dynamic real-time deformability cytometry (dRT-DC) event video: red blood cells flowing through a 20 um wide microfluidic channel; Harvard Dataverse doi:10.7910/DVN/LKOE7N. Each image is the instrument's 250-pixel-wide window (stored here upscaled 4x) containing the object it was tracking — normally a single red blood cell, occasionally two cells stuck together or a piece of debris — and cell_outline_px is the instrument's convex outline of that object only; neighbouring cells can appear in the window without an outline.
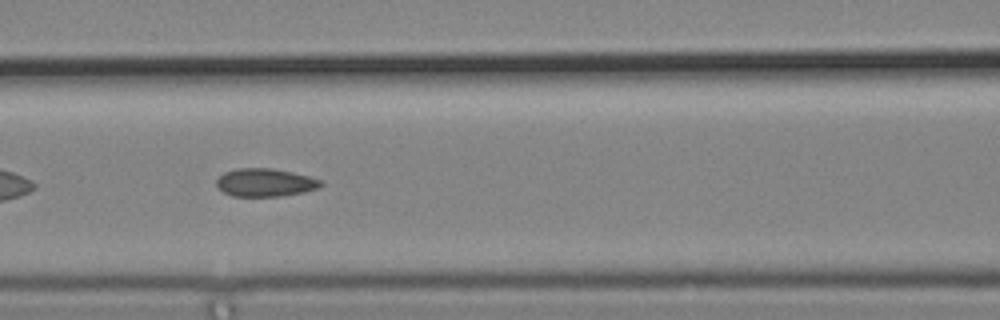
{"species": "common noctule bat (a hibernating species)", "species_latin": "Nyctalus noctula", "temperature_condition": "cold", "stored_images_in_passage": 13, "camera_frame_rate_fps": 3000, "um_per_image_px": 0.085, "animal": {"sex": "male", "body_mass_g": 19.2, "forearm_length_mm": 51.8}, "frame": {"image": 1, "passage_image": 10, "time_ms": 3.0, "image_size_px": [1000, 320], "cell_outline_px": [[324, 184], [316, 188], [304, 192], [280, 196], [232, 196], [216, 188], [216, 180], [224, 172], [236, 168], [272, 168], [292, 172], [308, 176], [320, 180]], "centroid_in_image_um": [22.49, 15.51], "position_along_channel_um": 144.1, "area_um2": 17.05}}